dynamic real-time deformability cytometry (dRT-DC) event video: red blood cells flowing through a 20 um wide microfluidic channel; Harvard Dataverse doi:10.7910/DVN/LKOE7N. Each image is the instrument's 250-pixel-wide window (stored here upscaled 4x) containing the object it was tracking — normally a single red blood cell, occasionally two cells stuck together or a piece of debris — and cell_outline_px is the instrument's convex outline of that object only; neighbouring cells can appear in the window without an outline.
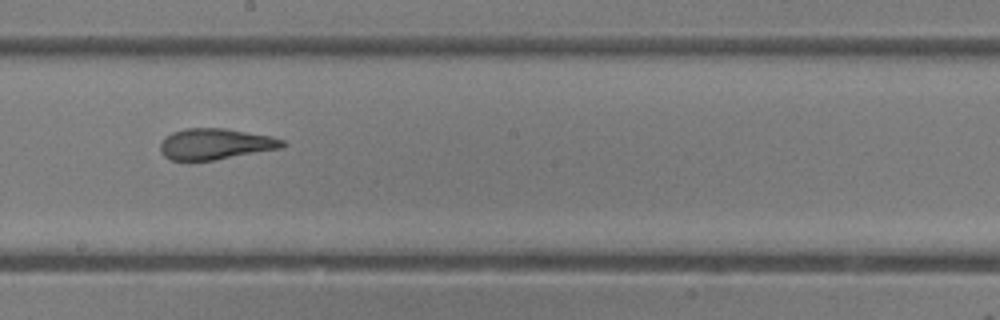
{"species": "common noctule bat (a hibernating species)", "species_latin": "Nyctalus noctula", "temperature_condition": "room temperature", "stored_images_in_passage": 29, "camera_frame_rate_fps": 3000, "um_per_image_px": 0.085, "animal": {"sex": "female"}, "frame": {"image": 1, "passage_image": 13, "time_ms": 4.0, "image_size_px": [1000, 320], "cell_outline_px": [[288, 144], [280, 148], [216, 160], [172, 160], [164, 156], [160, 152], [160, 140], [164, 136], [172, 132], [184, 128], [224, 128], [272, 136], [284, 140]], "centroid_in_image_um": [18.28, 12.23], "position_along_channel_um": 229.9, "area_um2": 22.25}, "authors_computed_cell_mechanics": {"area_um2": 22.4842, "velocity_mm_per_s": 4.1458, "shape_relaxation_time_tau1_ms": 7.9613, "shape_relaxation_time_tau2_ms": 1.7762, "deformation_change_tau1": 0.2423, "deformation_change_tau2": 0.1181}}